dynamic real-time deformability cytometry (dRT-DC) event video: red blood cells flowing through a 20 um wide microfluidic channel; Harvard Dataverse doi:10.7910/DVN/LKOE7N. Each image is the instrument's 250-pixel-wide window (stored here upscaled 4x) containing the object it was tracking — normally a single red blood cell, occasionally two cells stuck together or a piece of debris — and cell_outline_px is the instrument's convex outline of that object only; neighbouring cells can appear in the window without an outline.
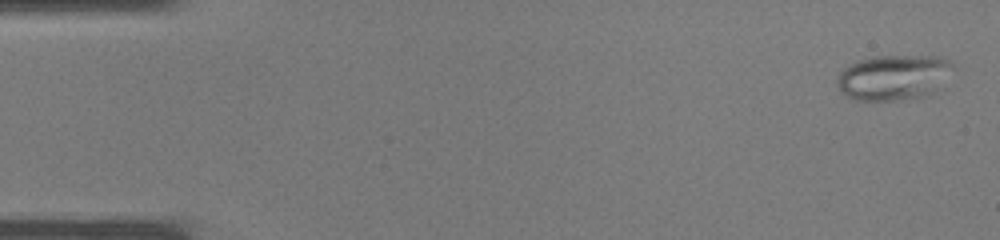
{"species": "common noctule bat (a hibernating species)", "species_latin": "Nyctalus noctula", "temperature_condition": "warm", "stored_images_in_passage": 37, "camera_frame_rate_fps": 3000, "um_per_image_px": 0.085, "animal": {"sex": "male", "body_mass_g": 19.0, "forearm_length_mm": 50.8}, "frame": {"image": 1, "passage_image": 1, "time_ms": 0.0, "image_size_px": [1000, 240], "cell_outline_px": [[952, 64], [936, 92], [928, 96], [900, 100], [852, 100], [840, 92], [836, 84], [836, 80], [840, 72], [844, 68], [860, 60], [872, 56], [940, 56], [948, 60]], "centroid_in_image_um": [75.89, 6.59], "position_along_channel_um": 9.1, "area_um2": 30.52}}
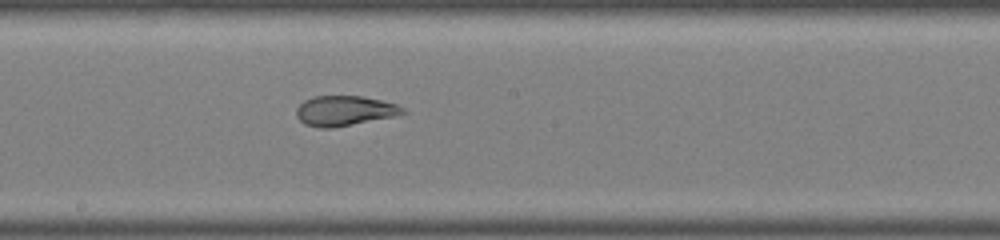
{"frame": {"image": 2, "passage_image": 20, "time_ms": 6.333, "image_size_px": [1000, 240], "cell_outline_px": [[408, 112], [392, 116], [332, 128], [320, 128], [304, 124], [296, 116], [296, 108], [304, 100], [312, 96], [360, 96], [380, 100], [396, 104], [404, 108]], "centroid_in_image_um": [29.24, 9.41], "position_along_channel_um": 219.0, "area_um2": 18.44}}
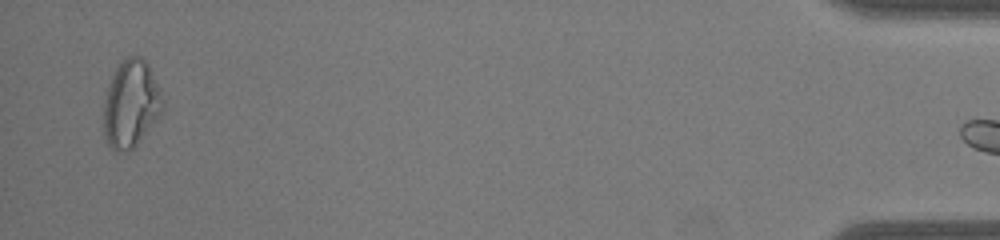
{"frame": {"image": 3, "passage_image": 36, "time_ms": 11.667, "image_size_px": [1000, 240], "cell_outline_px": [[164, 108], [136, 144], [128, 152], [120, 152], [112, 148], [108, 144], [104, 136], [104, 100], [116, 64], [128, 56], [140, 56], [148, 64], [160, 92], [164, 104]], "centroid_in_image_um": [11.1, 8.81], "position_along_channel_um": 424.1, "area_um2": 29.54}}